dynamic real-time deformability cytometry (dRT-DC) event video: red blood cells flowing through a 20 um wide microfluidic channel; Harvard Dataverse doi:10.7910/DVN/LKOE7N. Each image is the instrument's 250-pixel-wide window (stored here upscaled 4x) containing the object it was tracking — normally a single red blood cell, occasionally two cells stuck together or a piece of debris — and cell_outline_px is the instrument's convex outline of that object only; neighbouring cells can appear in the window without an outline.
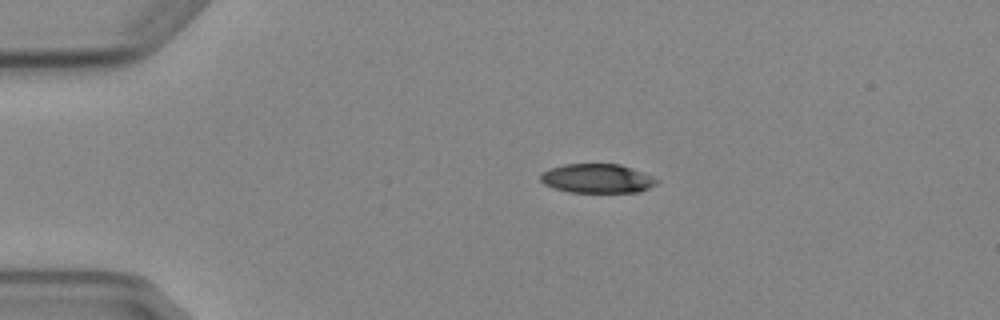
{"species": "Egyptian fruit bat (a non-hibernating species)", "species_latin": "Rousettus aegyptiacus", "temperature_condition": "cold", "stored_images_in_passage": 3, "camera_frame_rate_fps": 3000, "um_per_image_px": 0.085, "animal": {"sex": "female"}, "frame": {"image": 1, "passage_image": 1, "time_ms": 0.0, "image_size_px": [1000, 320], "cell_outline_px": [[660, 180], [656, 184], [640, 192], [568, 192], [552, 188], [544, 184], [540, 180], [540, 172], [564, 164], [620, 164], [632, 168], [652, 176]], "centroid_in_image_um": [50.74, 15.17], "position_along_channel_um": 34.3, "area_um2": 19.83}}
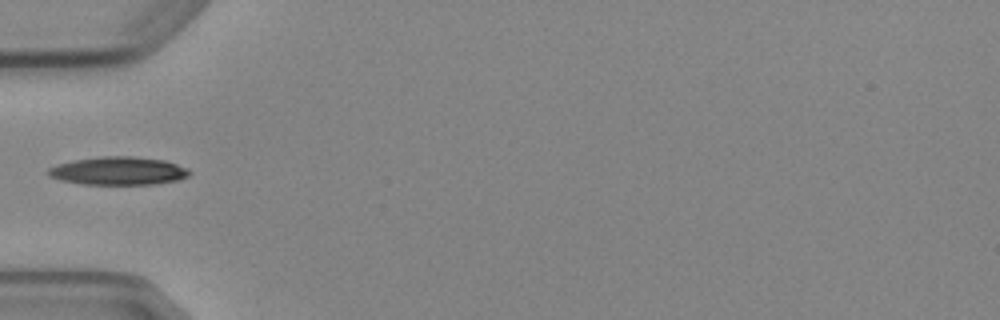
{"frame": {"image": 2, "passage_image": 3, "time_ms": 2.333, "image_size_px": [1000, 320], "cell_outline_px": [[192, 172], [188, 176], [180, 180], [156, 184], [80, 184], [60, 180], [48, 176], [48, 168], [56, 164], [76, 160], [100, 156], [132, 156], [164, 160], [188, 168]], "centroid_in_image_um": [10.07, 14.53], "position_along_channel_um": 74.9, "area_um2": 23.29}}